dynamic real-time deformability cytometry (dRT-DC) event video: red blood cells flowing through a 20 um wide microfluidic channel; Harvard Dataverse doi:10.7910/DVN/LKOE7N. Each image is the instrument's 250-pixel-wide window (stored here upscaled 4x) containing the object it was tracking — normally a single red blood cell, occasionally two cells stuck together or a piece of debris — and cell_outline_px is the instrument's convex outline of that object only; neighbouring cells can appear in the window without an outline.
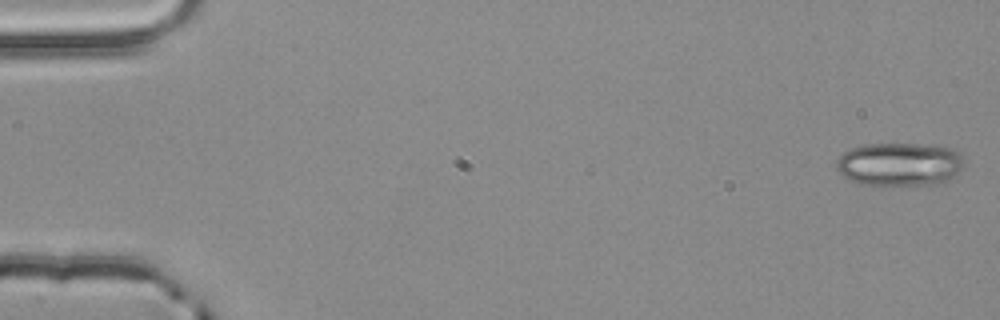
{"species": "common noctule bat (a hibernating species)", "species_latin": "Nyctalus noctula", "temperature_condition": "room temperature", "stored_images_in_passage": 54, "camera_frame_rate_fps": 3000, "um_per_image_px": 0.085, "animal": {"sex": "male", "body_mass_g": 20.4}, "frame": {"image": 1, "passage_image": 1, "time_ms": 0.0, "image_size_px": [1000, 320], "cell_outline_px": [[964, 168], [960, 172], [944, 184], [876, 188], [848, 180], [836, 168], [836, 160], [844, 152], [852, 148], [864, 144], [916, 144], [956, 148], [964, 160]], "centroid_in_image_um": [76.5, 14.02], "position_along_channel_um": 8.5, "area_um2": 33.64}}
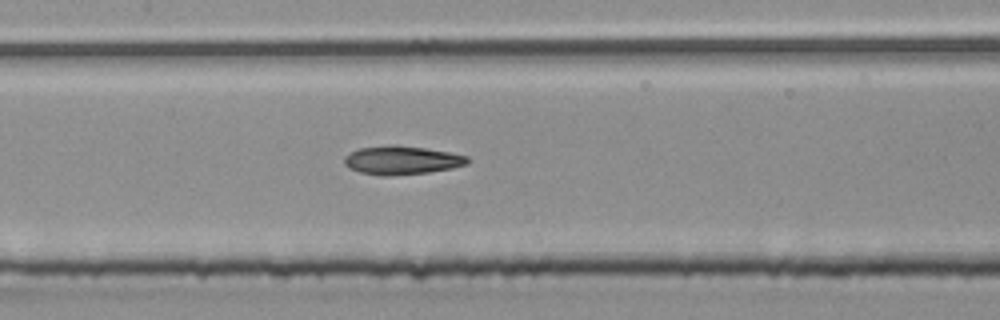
{"frame": {"image": 2, "passage_image": 26, "time_ms": 8.333, "image_size_px": [1000, 320], "cell_outline_px": [[468, 164], [452, 168], [428, 172], [392, 176], [380, 176], [360, 172], [348, 168], [344, 164], [344, 156], [348, 152], [360, 148], [388, 144], [424, 148], [452, 152], [468, 156]], "centroid_in_image_um": [34.12, 13.62], "position_along_channel_um": 173.3, "area_um2": 20.75}}
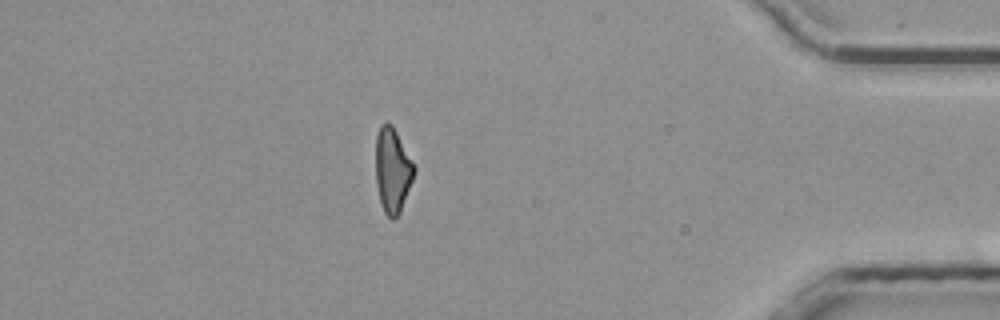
{"frame": {"image": 3, "passage_image": 47, "time_ms": 15.333, "image_size_px": [1000, 320], "cell_outline_px": [[416, 168], [412, 180], [400, 212], [392, 220], [384, 212], [380, 204], [376, 184], [376, 136], [380, 124], [392, 124]], "centroid_in_image_um": [33.34, 14.48], "position_along_channel_um": 401.9, "area_um2": 18.79}, "authors_computed_cell_mechanics": {"area_um2": 19.9988, "velocity_mm_per_s": 3.8831, "shape_relaxation_time_tau1_ms": null, "shape_relaxation_time_tau2_ms": 5.1586, "deformation_change_tau1": null, "deformation_change_tau2": 0.1494}}